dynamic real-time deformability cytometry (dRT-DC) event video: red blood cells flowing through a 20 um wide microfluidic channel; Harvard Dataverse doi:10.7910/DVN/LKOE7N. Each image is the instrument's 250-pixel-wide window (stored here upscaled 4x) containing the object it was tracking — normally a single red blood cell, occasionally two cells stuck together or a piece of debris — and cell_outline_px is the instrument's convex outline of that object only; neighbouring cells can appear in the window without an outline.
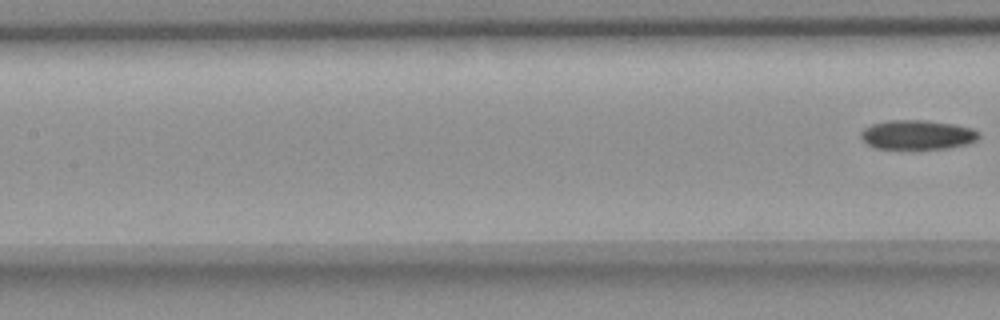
{"species": "common noctule bat (a hibernating species)", "species_latin": "Nyctalus noctula", "temperature_condition": "room temperature", "stored_images_in_passage": 7, "segment_of_instrument_passage": [2, 2], "camera_frame_rate_fps": 3000, "um_per_image_px": 0.085, "animal": {"sex": "female", "body_mass_g": 18.4}, "frame": {"image": 1, "passage_image": 7, "time_ms": 7.667, "image_size_px": [1000, 320], "cell_outline_px": [[980, 136], [976, 140], [968, 144], [948, 148], [920, 152], [916, 152], [876, 148], [868, 144], [860, 136], [860, 132], [864, 128], [872, 124], [888, 120], [924, 120], [956, 124], [972, 128], [980, 132]], "centroid_in_image_um": [77.99, 11.51], "position_along_channel_um": 129.4, "area_um2": 21.27}}